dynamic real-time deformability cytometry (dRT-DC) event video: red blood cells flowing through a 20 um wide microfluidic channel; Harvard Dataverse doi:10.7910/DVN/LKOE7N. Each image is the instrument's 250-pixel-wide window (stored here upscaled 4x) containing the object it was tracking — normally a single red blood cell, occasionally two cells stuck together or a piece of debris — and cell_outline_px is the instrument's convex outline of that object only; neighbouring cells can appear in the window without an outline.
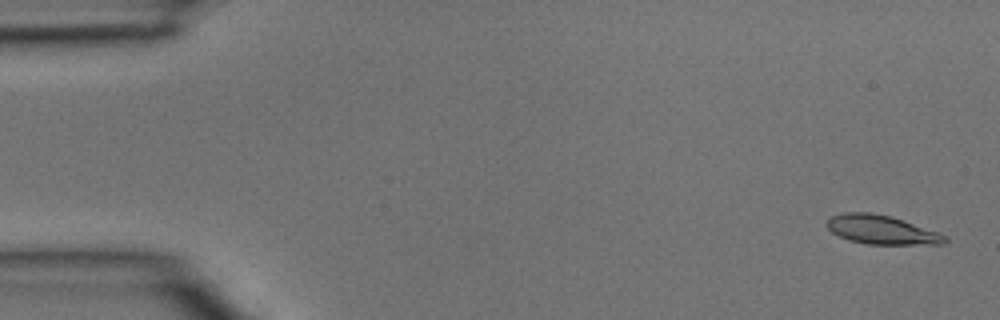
{"species": "common noctule bat (a hibernating species)", "species_latin": "Nyctalus noctula", "temperature_condition": "room temperature", "stored_images_in_passage": 4, "camera_frame_rate_fps": 3000, "um_per_image_px": 0.085, "animal": {"sex": "male", "body_mass_g": 15.6}, "frame": {"image": 1, "passage_image": 1, "time_ms": 0.0, "image_size_px": [1000, 320], "cell_outline_px": [[948, 240], [944, 244], [868, 244], [848, 240], [832, 232], [828, 228], [828, 220], [832, 216], [844, 212], [868, 212], [888, 216], [948, 236]], "centroid_in_image_um": [74.91, 19.54], "position_along_channel_um": 10.1, "area_um2": 19.36}}
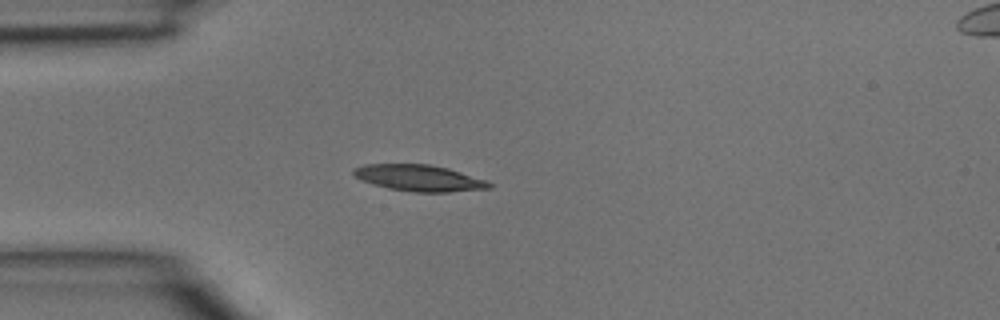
{"frame": {"image": 2, "passage_image": 4, "time_ms": 1.0, "image_size_px": [1000, 320], "cell_outline_px": [[492, 188], [448, 192], [412, 192], [388, 188], [372, 184], [360, 180], [352, 176], [352, 168], [364, 164], [428, 164], [448, 168], [488, 180], [492, 184]], "centroid_in_image_um": [35.6, 15.13], "position_along_channel_um": 49.4, "area_um2": 21.1}}